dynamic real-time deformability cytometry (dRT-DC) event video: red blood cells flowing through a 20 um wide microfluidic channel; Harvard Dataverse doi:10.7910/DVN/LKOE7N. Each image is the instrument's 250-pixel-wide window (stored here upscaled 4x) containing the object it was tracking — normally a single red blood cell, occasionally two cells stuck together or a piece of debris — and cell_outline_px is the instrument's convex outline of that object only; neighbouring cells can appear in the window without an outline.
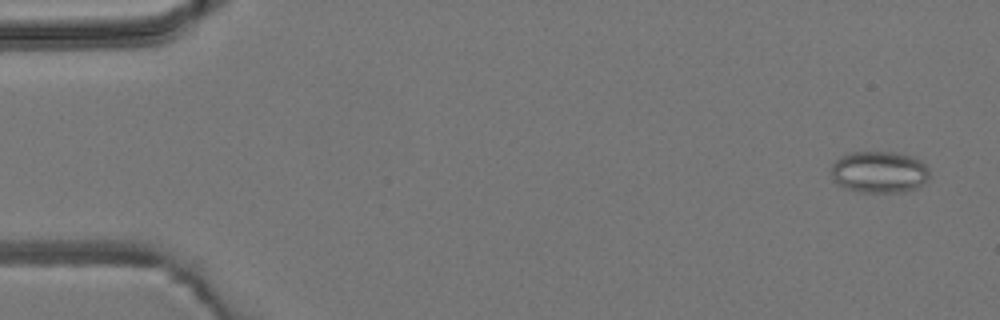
{"species": "common noctule bat (a hibernating species)", "species_latin": "Nyctalus noctula", "temperature_condition": "room temperature", "stored_images_in_passage": 7, "camera_frame_rate_fps": 3000, "um_per_image_px": 0.085, "animal": {"sex": "male", "body_mass_g": 19.2, "forearm_length_mm": 51.8}, "frame": {"image": 1, "passage_image": 1, "time_ms": 0.0, "image_size_px": [1000, 320], "cell_outline_px": [[928, 180], [924, 184], [916, 188], [904, 192], [860, 192], [844, 188], [836, 184], [832, 176], [832, 164], [844, 152], [896, 152], [912, 156], [920, 160], [928, 168]], "centroid_in_image_um": [74.72, 14.62], "position_along_channel_um": 10.3, "area_um2": 24.22}}
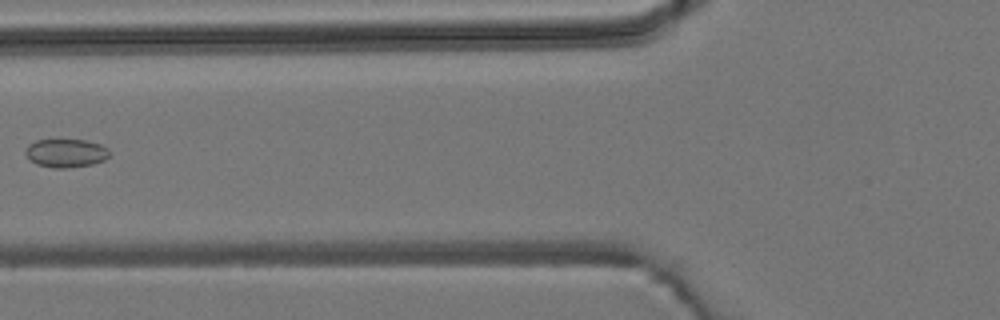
{"frame": {"image": 2, "passage_image": 6, "time_ms": 6.0, "image_size_px": [1000, 320], "cell_outline_px": [[108, 156], [104, 160], [92, 164], [64, 168], [52, 168], [36, 164], [28, 160], [24, 152], [28, 144], [36, 140], [84, 140], [100, 144], [108, 148]], "centroid_in_image_um": [5.55, 13.01], "position_along_channel_um": 120.3, "area_um2": 13.93}}
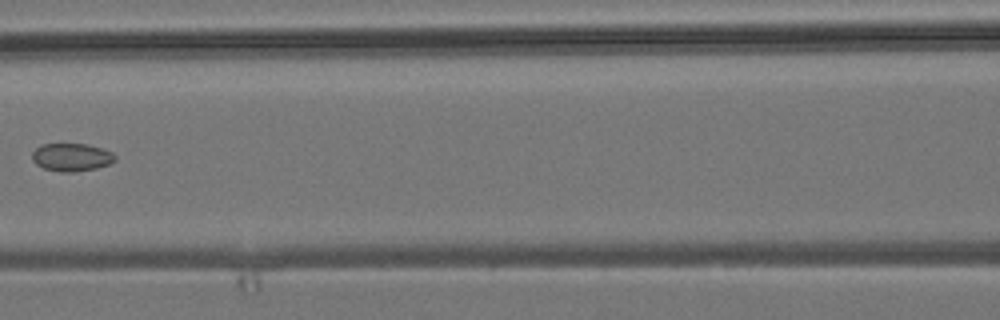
{"frame": {"image": 3, "passage_image": 7, "time_ms": 7.0, "image_size_px": [1000, 320], "cell_outline_px": [[116, 160], [108, 164], [96, 168], [72, 172], [60, 172], [44, 168], [36, 164], [32, 160], [32, 152], [40, 144], [88, 144], [112, 152], [116, 156]], "centroid_in_image_um": [6.06, 13.36], "position_along_channel_um": 160.5, "area_um2": 13.47}}